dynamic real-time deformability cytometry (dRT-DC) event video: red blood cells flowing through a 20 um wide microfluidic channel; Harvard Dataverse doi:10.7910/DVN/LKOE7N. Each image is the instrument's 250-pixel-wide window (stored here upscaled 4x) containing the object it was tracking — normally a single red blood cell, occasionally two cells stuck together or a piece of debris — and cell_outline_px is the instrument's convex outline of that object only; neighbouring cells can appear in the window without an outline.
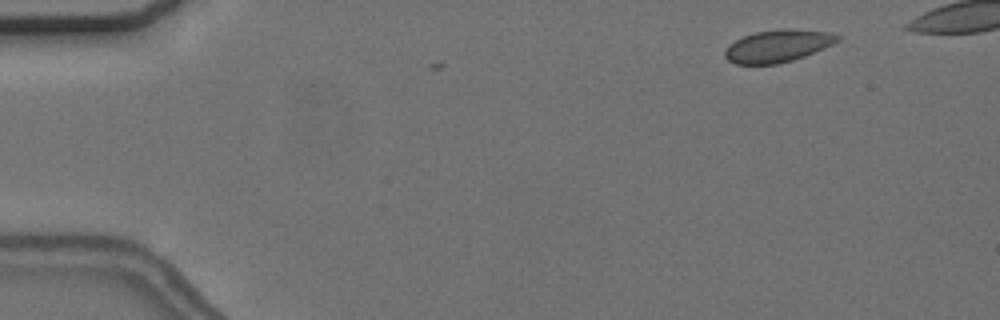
{"species": "common noctule bat (a hibernating species)", "species_latin": "Nyctalus noctula", "temperature_condition": "cold", "stored_images_in_passage": 2, "camera_frame_rate_fps": 3000, "um_per_image_px": 0.085, "animal": {"sex": "female", "body_mass_g": 24.6, "forearm_length_mm": 56.2}, "frame": {"image": 1, "passage_image": 2, "time_ms": 0.333, "image_size_px": [1000, 320], "cell_outline_px": [[840, 40], [824, 48], [804, 56], [792, 60], [776, 64], [736, 64], [728, 60], [724, 56], [724, 52], [728, 44], [744, 36], [756, 32], [832, 32], [840, 36]], "centroid_in_image_um": [66.05, 3.97], "position_along_channel_um": 18.9, "area_um2": 20.06}}